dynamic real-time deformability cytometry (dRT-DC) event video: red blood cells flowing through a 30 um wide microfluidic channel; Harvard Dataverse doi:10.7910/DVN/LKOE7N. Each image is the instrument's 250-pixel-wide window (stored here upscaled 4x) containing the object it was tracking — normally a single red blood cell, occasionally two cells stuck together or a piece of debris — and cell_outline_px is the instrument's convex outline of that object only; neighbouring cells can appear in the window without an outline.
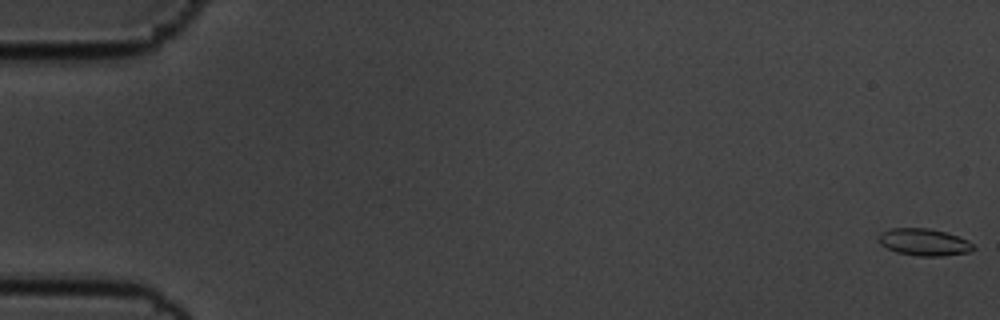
{"species": "common noctule bat (a hibernating species)", "species_latin": "Nyctalus noctula", "temperature_condition": "cold", "stored_images_in_passage": 57, "camera_frame_rate_fps": 3000, "um_per_image_px": 0.085, "animal": {"sex": "male", "body_mass_g": 19.5, "forearm_length_mm": 54.6}, "frame": {"image": 1, "passage_image": 1, "time_ms": 0.0, "image_size_px": [1000, 320], "cell_outline_px": [[976, 248], [972, 252], [940, 256], [916, 256], [896, 252], [880, 244], [876, 236], [880, 232], [892, 228], [928, 228], [944, 232], [968, 240]], "centroid_in_image_um": [78.52, 20.59], "position_along_channel_um": 6.5, "area_um2": 15.03}}
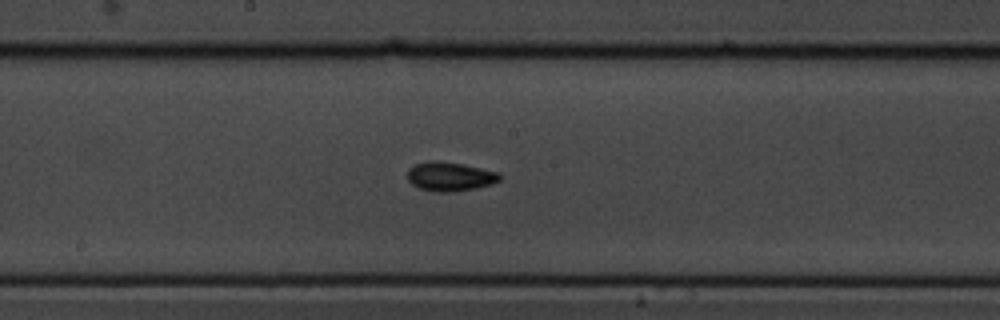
{"frame": {"image": 2, "passage_image": 31, "time_ms": 10.0, "image_size_px": [1000, 320], "cell_outline_px": [[500, 180], [492, 184], [476, 188], [452, 192], [436, 192], [420, 188], [412, 184], [408, 180], [408, 168], [416, 164], [428, 160], [432, 160], [464, 164], [500, 172]], "centroid_in_image_um": [38.26, 15.0], "position_along_channel_um": 209.9, "area_um2": 15.72}}
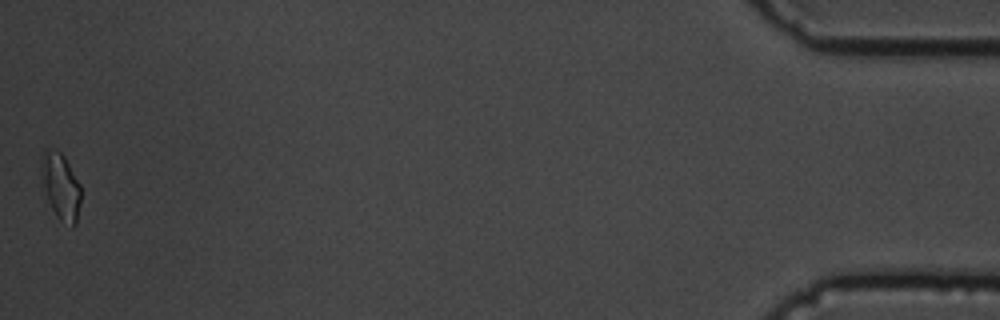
{"frame": {"image": 3, "passage_image": 57, "time_ms": 18.667, "image_size_px": [1000, 320], "cell_outline_px": [[80, 204], [76, 224], [72, 228], [60, 220], [56, 216], [48, 200], [44, 188], [40, 160], [40, 156], [44, 148], [56, 148], [64, 156], [80, 184]], "centroid_in_image_um": [5.16, 15.81], "position_along_channel_um": 430.0, "area_um2": 15.43}, "authors_computed_cell_mechanics": {"area_um2": 14.5656, "velocity_mm_per_s": 3.5825, "shape_relaxation_time_tau1_ms": 2.9224, "shape_relaxation_time_tau2_ms": 5.6622, "deformation_change_tau1": 0.0806, "deformation_change_tau2": 0.085}}